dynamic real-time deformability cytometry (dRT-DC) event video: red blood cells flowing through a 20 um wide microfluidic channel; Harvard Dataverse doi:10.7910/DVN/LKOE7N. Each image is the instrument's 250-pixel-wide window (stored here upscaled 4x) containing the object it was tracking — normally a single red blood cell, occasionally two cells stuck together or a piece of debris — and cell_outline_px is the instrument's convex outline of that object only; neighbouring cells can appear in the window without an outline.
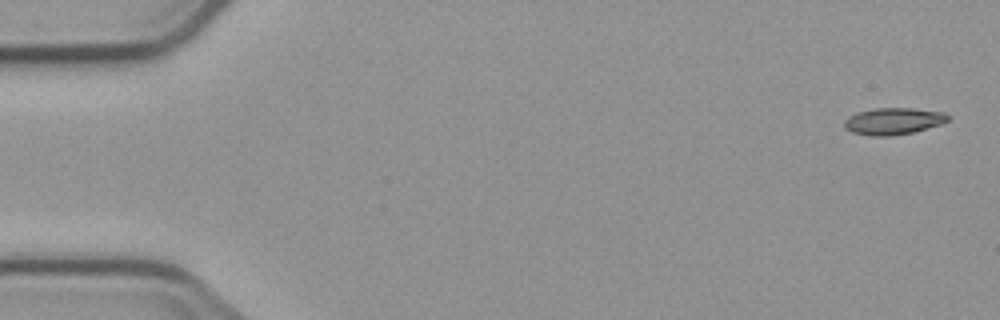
{"species": "common noctule bat (a hibernating species)", "species_latin": "Nyctalus noctula", "temperature_condition": "cold", "stored_images_in_passage": 5, "camera_frame_rate_fps": 3000, "um_per_image_px": 0.085, "animal": {"sex": "male", "body_mass_g": 23.1, "forearm_length_mm": 52.7}, "frame": {"image": 1, "passage_image": 1, "time_ms": 0.0, "image_size_px": [1000, 320], "cell_outline_px": [[948, 120], [944, 124], [912, 132], [888, 136], [872, 136], [852, 132], [844, 128], [844, 120], [848, 116], [856, 112], [876, 108], [912, 108], [944, 112], [948, 116]], "centroid_in_image_um": [75.92, 10.29], "position_along_channel_um": 9.1, "area_um2": 16.24}}
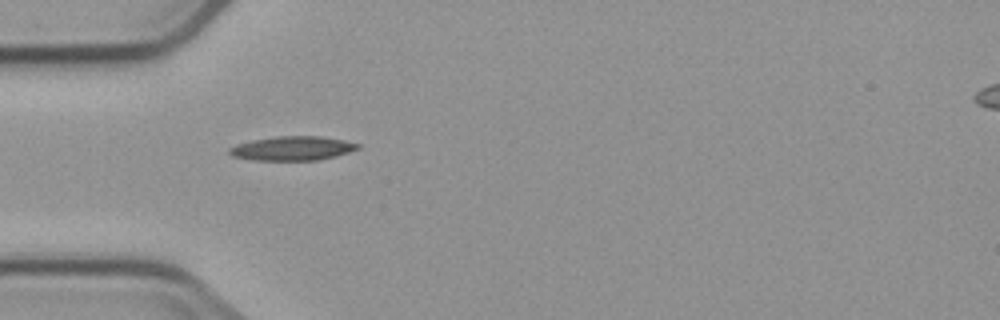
{"frame": {"image": 2, "passage_image": 5, "time_ms": 5.0, "image_size_px": [1000, 320], "cell_outline_px": [[360, 148], [336, 156], [316, 160], [252, 160], [232, 156], [228, 152], [228, 148], [236, 144], [252, 140], [276, 136], [320, 136], [344, 140], [360, 144]], "centroid_in_image_um": [24.83, 12.61], "position_along_channel_um": 60.2, "area_um2": 18.09}}